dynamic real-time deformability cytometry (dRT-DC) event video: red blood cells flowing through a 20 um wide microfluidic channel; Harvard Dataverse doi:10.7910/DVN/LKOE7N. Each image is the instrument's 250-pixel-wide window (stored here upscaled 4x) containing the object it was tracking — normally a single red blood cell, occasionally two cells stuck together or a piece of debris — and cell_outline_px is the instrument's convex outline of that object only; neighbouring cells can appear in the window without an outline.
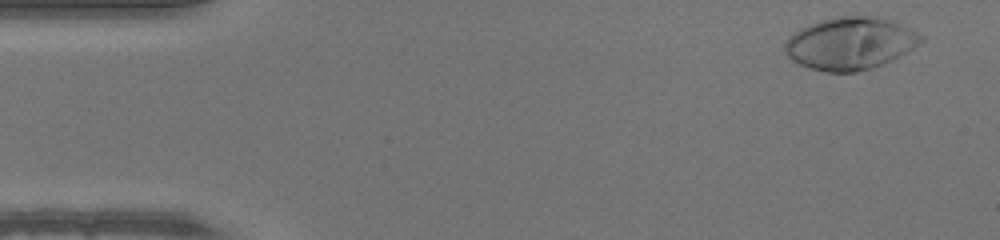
{"species": "human", "species_latin": "Homo sapiens", "temperature_condition": "warm", "stored_images_in_passage": 48, "camera_frame_rate_fps": 3000, "um_per_image_px": 0.085, "donor": {"sex": "male"}, "frame": {"image": 1, "passage_image": 2, "time_ms": 0.333, "image_size_px": [1000, 240], "cell_outline_px": [[924, 40], [920, 44], [900, 56], [892, 60], [856, 72], [824, 72], [800, 64], [792, 60], [784, 52], [784, 44], [792, 32], [808, 24], [820, 20], [836, 16], [880, 16], [908, 28], [924, 36]], "centroid_in_image_um": [72.24, 3.68], "position_along_channel_um": 12.8, "area_um2": 41.56}}
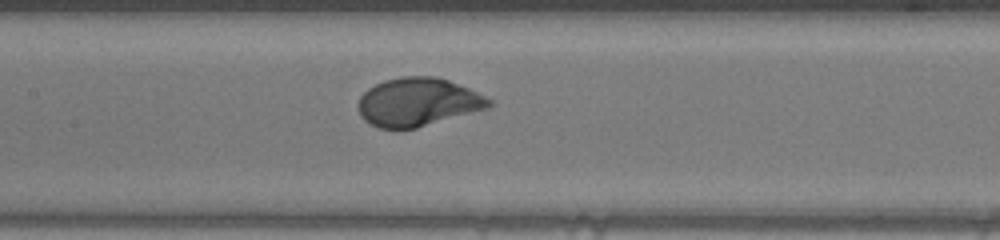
{"frame": {"image": 2, "passage_image": 22, "time_ms": 7.0, "image_size_px": [1000, 240], "cell_outline_px": [[492, 104], [488, 108], [416, 128], [380, 128], [364, 120], [360, 116], [356, 108], [356, 104], [360, 96], [368, 88], [384, 80], [404, 76], [436, 76], [448, 80], [468, 88], [492, 100]], "centroid_in_image_um": [35.48, 8.67], "position_along_channel_um": 171.9, "area_um2": 36.76}}
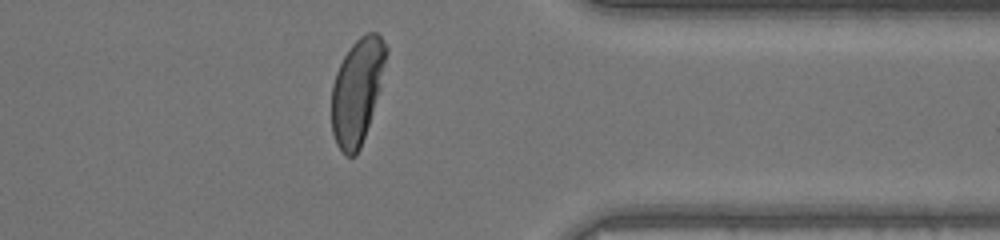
{"frame": {"image": 3, "passage_image": 38, "time_ms": 12.333, "image_size_px": [1000, 240], "cell_outline_px": [[388, 52], [380, 88], [360, 148], [356, 156], [344, 156], [336, 144], [332, 132], [332, 84], [336, 72], [344, 56], [352, 44], [360, 36], [368, 32], [376, 32], [380, 36], [388, 48]], "centroid_in_image_um": [30.35, 7.74], "position_along_channel_um": 381.0, "area_um2": 33.29}}